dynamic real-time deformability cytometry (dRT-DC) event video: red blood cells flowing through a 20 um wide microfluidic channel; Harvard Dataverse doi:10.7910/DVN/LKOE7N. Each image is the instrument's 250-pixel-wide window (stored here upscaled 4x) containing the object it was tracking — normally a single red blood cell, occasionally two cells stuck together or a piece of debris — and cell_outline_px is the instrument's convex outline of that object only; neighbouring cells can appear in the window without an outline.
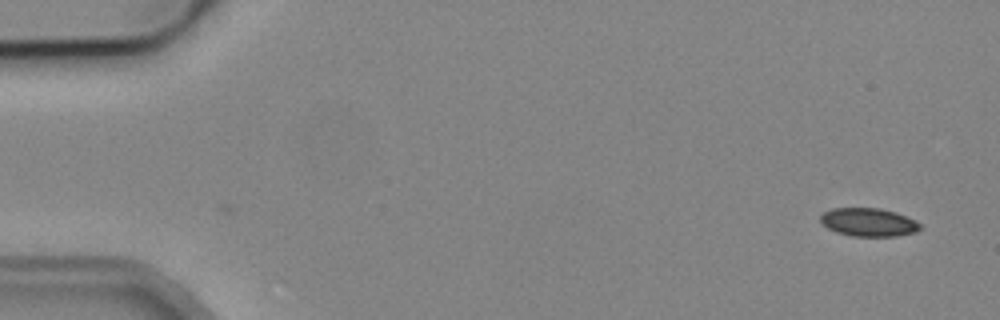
{"species": "common noctule bat (a hibernating species)", "species_latin": "Nyctalus noctula", "temperature_condition": "cold", "stored_images_in_passage": 2, "camera_frame_rate_fps": 3000, "um_per_image_px": 0.085, "animal": {"sex": "male", "body_mass_g": 19.2, "forearm_length_mm": 51.8}, "frame": {"image": 1, "passage_image": 2, "time_ms": 1.333, "image_size_px": [1000, 320], "cell_outline_px": [[920, 228], [916, 232], [896, 236], [852, 236], [836, 232], [828, 228], [820, 220], [820, 216], [824, 212], [832, 208], [880, 208], [896, 212], [916, 220], [920, 224]], "centroid_in_image_um": [73.84, 18.88], "position_along_channel_um": 11.2, "area_um2": 16.42}}